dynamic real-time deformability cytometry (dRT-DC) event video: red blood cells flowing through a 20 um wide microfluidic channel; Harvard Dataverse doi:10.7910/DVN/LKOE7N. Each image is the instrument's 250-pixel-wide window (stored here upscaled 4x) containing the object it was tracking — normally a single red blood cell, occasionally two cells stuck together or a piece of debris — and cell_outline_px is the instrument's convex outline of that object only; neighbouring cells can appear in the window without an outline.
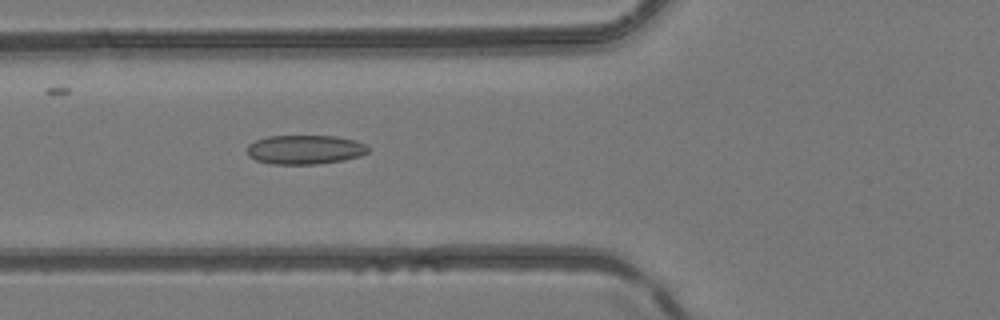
{"species": "common noctule bat (a hibernating species)", "species_latin": "Nyctalus noctula", "temperature_condition": "room temperature", "stored_images_in_passage": 49, "camera_frame_rate_fps": 3000, "um_per_image_px": 0.085, "animal": {"sex": "female", "body_mass_g": 24.6, "forearm_length_mm": 56.2}, "frame": {"image": 1, "passage_image": 19, "time_ms": 6.0, "image_size_px": [1000, 320], "cell_outline_px": [[368, 152], [360, 156], [344, 160], [316, 164], [272, 164], [256, 160], [248, 156], [248, 144], [256, 140], [268, 136], [336, 136], [356, 140], [364, 144], [368, 148]], "centroid_in_image_um": [25.92, 12.71], "position_along_channel_um": 99.9, "area_um2": 20.58}}
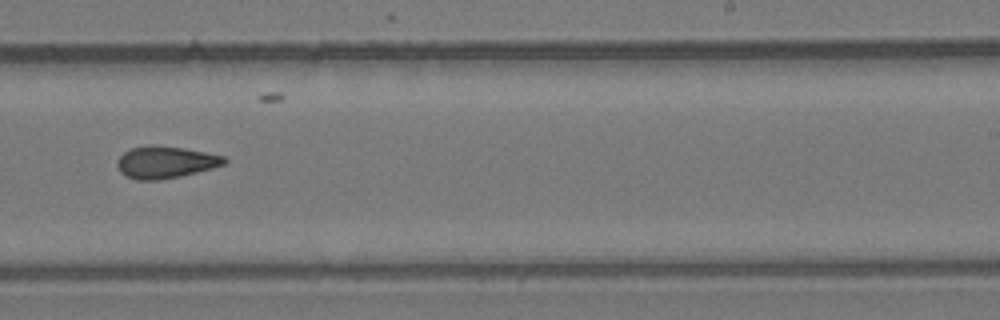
{"frame": {"image": 2, "passage_image": 31, "time_ms": 10.0, "image_size_px": [1000, 320], "cell_outline_px": [[228, 160], [224, 164], [212, 168], [180, 176], [160, 180], [136, 180], [124, 176], [120, 172], [116, 164], [120, 156], [124, 152], [132, 148], [184, 148], [224, 156]], "centroid_in_image_um": [14.06, 13.84], "position_along_channel_um": 274.9, "area_um2": 19.25}}
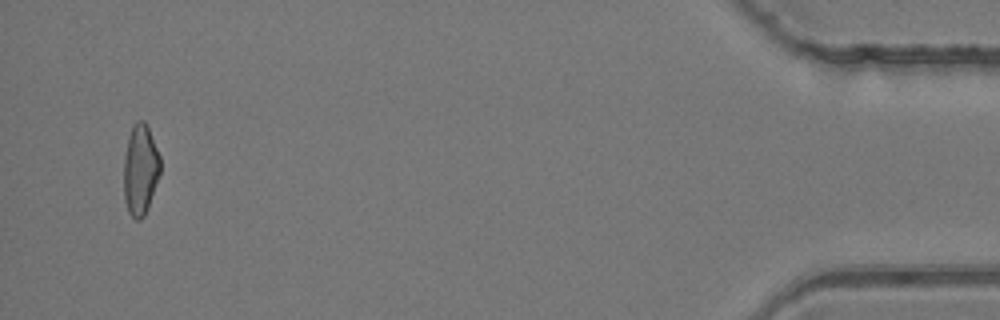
{"frame": {"image": 3, "passage_image": 47, "time_ms": 15.333, "image_size_px": [1000, 320], "cell_outline_px": [[160, 172], [148, 208], [144, 216], [140, 220], [136, 220], [128, 212], [124, 200], [124, 156], [128, 136], [132, 124], [136, 120], [144, 120], [148, 128], [160, 156]], "centroid_in_image_um": [11.91, 14.42], "position_along_channel_um": 423.3, "area_um2": 19.36}}